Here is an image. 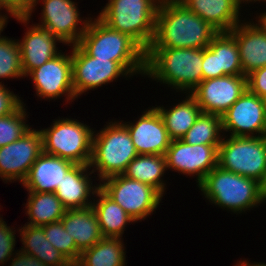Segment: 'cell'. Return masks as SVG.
Segmentation results:
<instances>
[{"label":"cell","mask_w":266,"mask_h":266,"mask_svg":"<svg viewBox=\"0 0 266 266\" xmlns=\"http://www.w3.org/2000/svg\"><path fill=\"white\" fill-rule=\"evenodd\" d=\"M239 1H240L241 3H244V2H245V3H246V2L249 3V2H256V1H258V2H259V1L263 2V1H264V3H265L266 0H239Z\"/></svg>","instance_id":"obj_45"},{"label":"cell","mask_w":266,"mask_h":266,"mask_svg":"<svg viewBox=\"0 0 266 266\" xmlns=\"http://www.w3.org/2000/svg\"><path fill=\"white\" fill-rule=\"evenodd\" d=\"M221 132V116L201 113L181 140L189 145H220L223 137Z\"/></svg>","instance_id":"obj_31"},{"label":"cell","mask_w":266,"mask_h":266,"mask_svg":"<svg viewBox=\"0 0 266 266\" xmlns=\"http://www.w3.org/2000/svg\"><path fill=\"white\" fill-rule=\"evenodd\" d=\"M95 194L98 199L93 200L92 208L98 217L102 236L122 238L126 225L136 221L100 187Z\"/></svg>","instance_id":"obj_24"},{"label":"cell","mask_w":266,"mask_h":266,"mask_svg":"<svg viewBox=\"0 0 266 266\" xmlns=\"http://www.w3.org/2000/svg\"><path fill=\"white\" fill-rule=\"evenodd\" d=\"M229 33L237 42L243 75L266 66V31L258 22H240Z\"/></svg>","instance_id":"obj_18"},{"label":"cell","mask_w":266,"mask_h":266,"mask_svg":"<svg viewBox=\"0 0 266 266\" xmlns=\"http://www.w3.org/2000/svg\"><path fill=\"white\" fill-rule=\"evenodd\" d=\"M89 165L75 164L63 177V180L55 190V194L63 206L69 209H83L91 207L93 201L88 200L94 196L99 185H92ZM89 171V172H88Z\"/></svg>","instance_id":"obj_20"},{"label":"cell","mask_w":266,"mask_h":266,"mask_svg":"<svg viewBox=\"0 0 266 266\" xmlns=\"http://www.w3.org/2000/svg\"><path fill=\"white\" fill-rule=\"evenodd\" d=\"M121 122L127 127L138 154L165 156L172 139L155 107L143 112L135 123Z\"/></svg>","instance_id":"obj_17"},{"label":"cell","mask_w":266,"mask_h":266,"mask_svg":"<svg viewBox=\"0 0 266 266\" xmlns=\"http://www.w3.org/2000/svg\"><path fill=\"white\" fill-rule=\"evenodd\" d=\"M73 89L76 98L113 82L120 76H132L120 63L110 59H98L88 55L78 44L72 45Z\"/></svg>","instance_id":"obj_11"},{"label":"cell","mask_w":266,"mask_h":266,"mask_svg":"<svg viewBox=\"0 0 266 266\" xmlns=\"http://www.w3.org/2000/svg\"><path fill=\"white\" fill-rule=\"evenodd\" d=\"M21 251L31 255L47 266H70L71 263L47 240L43 226L25 225L19 228Z\"/></svg>","instance_id":"obj_25"},{"label":"cell","mask_w":266,"mask_h":266,"mask_svg":"<svg viewBox=\"0 0 266 266\" xmlns=\"http://www.w3.org/2000/svg\"><path fill=\"white\" fill-rule=\"evenodd\" d=\"M56 42L63 44L42 26L33 24L28 27L22 40H18L24 77L61 53L57 51Z\"/></svg>","instance_id":"obj_19"},{"label":"cell","mask_w":266,"mask_h":266,"mask_svg":"<svg viewBox=\"0 0 266 266\" xmlns=\"http://www.w3.org/2000/svg\"><path fill=\"white\" fill-rule=\"evenodd\" d=\"M219 145H189L181 139L172 140L165 158L168 169L185 175H196L199 184L218 165Z\"/></svg>","instance_id":"obj_15"},{"label":"cell","mask_w":266,"mask_h":266,"mask_svg":"<svg viewBox=\"0 0 266 266\" xmlns=\"http://www.w3.org/2000/svg\"><path fill=\"white\" fill-rule=\"evenodd\" d=\"M25 104L15 112L0 117V147L8 145L21 138L31 127L26 124Z\"/></svg>","instance_id":"obj_34"},{"label":"cell","mask_w":266,"mask_h":266,"mask_svg":"<svg viewBox=\"0 0 266 266\" xmlns=\"http://www.w3.org/2000/svg\"><path fill=\"white\" fill-rule=\"evenodd\" d=\"M235 266H266V263H262V262L261 263L260 262L259 263L258 262L257 263L256 262L255 263H251V262L249 263L247 260H245V261L243 260V261H239L238 264Z\"/></svg>","instance_id":"obj_42"},{"label":"cell","mask_w":266,"mask_h":266,"mask_svg":"<svg viewBox=\"0 0 266 266\" xmlns=\"http://www.w3.org/2000/svg\"><path fill=\"white\" fill-rule=\"evenodd\" d=\"M49 128L40 130L43 153L89 165L92 156L93 129L77 119H56Z\"/></svg>","instance_id":"obj_7"},{"label":"cell","mask_w":266,"mask_h":266,"mask_svg":"<svg viewBox=\"0 0 266 266\" xmlns=\"http://www.w3.org/2000/svg\"><path fill=\"white\" fill-rule=\"evenodd\" d=\"M75 165L72 161L42 153L32 165L23 182L27 191L55 192L66 173Z\"/></svg>","instance_id":"obj_22"},{"label":"cell","mask_w":266,"mask_h":266,"mask_svg":"<svg viewBox=\"0 0 266 266\" xmlns=\"http://www.w3.org/2000/svg\"><path fill=\"white\" fill-rule=\"evenodd\" d=\"M28 76H31L34 82L36 95L44 100L57 99L62 95L66 96L67 102L76 98L73 89L71 54H58L42 66L33 69Z\"/></svg>","instance_id":"obj_16"},{"label":"cell","mask_w":266,"mask_h":266,"mask_svg":"<svg viewBox=\"0 0 266 266\" xmlns=\"http://www.w3.org/2000/svg\"><path fill=\"white\" fill-rule=\"evenodd\" d=\"M31 5H33L37 0H27Z\"/></svg>","instance_id":"obj_46"},{"label":"cell","mask_w":266,"mask_h":266,"mask_svg":"<svg viewBox=\"0 0 266 266\" xmlns=\"http://www.w3.org/2000/svg\"><path fill=\"white\" fill-rule=\"evenodd\" d=\"M8 15H1V13H0V35H1V32L3 31V29H5L4 27H5V25H7V17Z\"/></svg>","instance_id":"obj_43"},{"label":"cell","mask_w":266,"mask_h":266,"mask_svg":"<svg viewBox=\"0 0 266 266\" xmlns=\"http://www.w3.org/2000/svg\"><path fill=\"white\" fill-rule=\"evenodd\" d=\"M60 221L69 235L73 237L76 248L81 253L103 238L98 217L92 206L66 210Z\"/></svg>","instance_id":"obj_23"},{"label":"cell","mask_w":266,"mask_h":266,"mask_svg":"<svg viewBox=\"0 0 266 266\" xmlns=\"http://www.w3.org/2000/svg\"><path fill=\"white\" fill-rule=\"evenodd\" d=\"M259 184L262 200L263 202H266V171L264 172L263 178L261 179Z\"/></svg>","instance_id":"obj_41"},{"label":"cell","mask_w":266,"mask_h":266,"mask_svg":"<svg viewBox=\"0 0 266 266\" xmlns=\"http://www.w3.org/2000/svg\"><path fill=\"white\" fill-rule=\"evenodd\" d=\"M218 31L178 0H161L150 48L204 49Z\"/></svg>","instance_id":"obj_1"},{"label":"cell","mask_w":266,"mask_h":266,"mask_svg":"<svg viewBox=\"0 0 266 266\" xmlns=\"http://www.w3.org/2000/svg\"><path fill=\"white\" fill-rule=\"evenodd\" d=\"M28 194L25 214L30 221L27 225L43 226L58 222L67 210L54 192L28 191Z\"/></svg>","instance_id":"obj_27"},{"label":"cell","mask_w":266,"mask_h":266,"mask_svg":"<svg viewBox=\"0 0 266 266\" xmlns=\"http://www.w3.org/2000/svg\"><path fill=\"white\" fill-rule=\"evenodd\" d=\"M202 75L203 80L221 77L217 71L216 56L208 47L203 49Z\"/></svg>","instance_id":"obj_39"},{"label":"cell","mask_w":266,"mask_h":266,"mask_svg":"<svg viewBox=\"0 0 266 266\" xmlns=\"http://www.w3.org/2000/svg\"><path fill=\"white\" fill-rule=\"evenodd\" d=\"M31 4L27 0H0V9L16 17H27L30 13Z\"/></svg>","instance_id":"obj_38"},{"label":"cell","mask_w":266,"mask_h":266,"mask_svg":"<svg viewBox=\"0 0 266 266\" xmlns=\"http://www.w3.org/2000/svg\"><path fill=\"white\" fill-rule=\"evenodd\" d=\"M15 256L11 258L12 262H10V266H47L37 258L24 253L19 250L18 253L15 252Z\"/></svg>","instance_id":"obj_40"},{"label":"cell","mask_w":266,"mask_h":266,"mask_svg":"<svg viewBox=\"0 0 266 266\" xmlns=\"http://www.w3.org/2000/svg\"><path fill=\"white\" fill-rule=\"evenodd\" d=\"M216 56L220 76L243 75L239 48L229 32H218L207 46Z\"/></svg>","instance_id":"obj_30"},{"label":"cell","mask_w":266,"mask_h":266,"mask_svg":"<svg viewBox=\"0 0 266 266\" xmlns=\"http://www.w3.org/2000/svg\"><path fill=\"white\" fill-rule=\"evenodd\" d=\"M122 238L103 237L91 248L84 250L77 266H125L126 251Z\"/></svg>","instance_id":"obj_29"},{"label":"cell","mask_w":266,"mask_h":266,"mask_svg":"<svg viewBox=\"0 0 266 266\" xmlns=\"http://www.w3.org/2000/svg\"><path fill=\"white\" fill-rule=\"evenodd\" d=\"M218 32H230L240 23L239 0H178Z\"/></svg>","instance_id":"obj_21"},{"label":"cell","mask_w":266,"mask_h":266,"mask_svg":"<svg viewBox=\"0 0 266 266\" xmlns=\"http://www.w3.org/2000/svg\"><path fill=\"white\" fill-rule=\"evenodd\" d=\"M262 14V15H261ZM258 17V23L261 25V27L266 31V12L261 13Z\"/></svg>","instance_id":"obj_44"},{"label":"cell","mask_w":266,"mask_h":266,"mask_svg":"<svg viewBox=\"0 0 266 266\" xmlns=\"http://www.w3.org/2000/svg\"><path fill=\"white\" fill-rule=\"evenodd\" d=\"M247 89V76L225 75L202 80L190 92L202 113L222 116Z\"/></svg>","instance_id":"obj_14"},{"label":"cell","mask_w":266,"mask_h":266,"mask_svg":"<svg viewBox=\"0 0 266 266\" xmlns=\"http://www.w3.org/2000/svg\"><path fill=\"white\" fill-rule=\"evenodd\" d=\"M15 231L10 226L8 227L0 216V263L2 265L4 262H8L13 257L12 255H15L13 253L16 244Z\"/></svg>","instance_id":"obj_35"},{"label":"cell","mask_w":266,"mask_h":266,"mask_svg":"<svg viewBox=\"0 0 266 266\" xmlns=\"http://www.w3.org/2000/svg\"><path fill=\"white\" fill-rule=\"evenodd\" d=\"M218 166L260 182L266 171V135L222 137L218 147Z\"/></svg>","instance_id":"obj_8"},{"label":"cell","mask_w":266,"mask_h":266,"mask_svg":"<svg viewBox=\"0 0 266 266\" xmlns=\"http://www.w3.org/2000/svg\"><path fill=\"white\" fill-rule=\"evenodd\" d=\"M37 0L30 9L27 17H16L19 22L29 24L31 14L38 4ZM43 9L41 10V22L37 25L42 26L53 36L58 37L65 45H76L79 43L81 36L86 31L90 21L80 18V12L76 2L72 0H43ZM81 24H78L80 23ZM78 25L82 26L81 28ZM70 44V45H69Z\"/></svg>","instance_id":"obj_10"},{"label":"cell","mask_w":266,"mask_h":266,"mask_svg":"<svg viewBox=\"0 0 266 266\" xmlns=\"http://www.w3.org/2000/svg\"><path fill=\"white\" fill-rule=\"evenodd\" d=\"M247 89L260 98L266 99V66L247 75Z\"/></svg>","instance_id":"obj_36"},{"label":"cell","mask_w":266,"mask_h":266,"mask_svg":"<svg viewBox=\"0 0 266 266\" xmlns=\"http://www.w3.org/2000/svg\"><path fill=\"white\" fill-rule=\"evenodd\" d=\"M166 170L167 164L165 156L138 154L129 163L123 175L139 182L146 183L164 195L166 184L162 177Z\"/></svg>","instance_id":"obj_28"},{"label":"cell","mask_w":266,"mask_h":266,"mask_svg":"<svg viewBox=\"0 0 266 266\" xmlns=\"http://www.w3.org/2000/svg\"><path fill=\"white\" fill-rule=\"evenodd\" d=\"M43 228L47 240L53 247L61 252L71 264H76L81 252L76 248L73 237L65 230L62 222L46 224Z\"/></svg>","instance_id":"obj_33"},{"label":"cell","mask_w":266,"mask_h":266,"mask_svg":"<svg viewBox=\"0 0 266 266\" xmlns=\"http://www.w3.org/2000/svg\"><path fill=\"white\" fill-rule=\"evenodd\" d=\"M0 83V117L15 112L22 104L19 96Z\"/></svg>","instance_id":"obj_37"},{"label":"cell","mask_w":266,"mask_h":266,"mask_svg":"<svg viewBox=\"0 0 266 266\" xmlns=\"http://www.w3.org/2000/svg\"><path fill=\"white\" fill-rule=\"evenodd\" d=\"M203 49L149 48L145 75L176 91L190 93L203 80Z\"/></svg>","instance_id":"obj_2"},{"label":"cell","mask_w":266,"mask_h":266,"mask_svg":"<svg viewBox=\"0 0 266 266\" xmlns=\"http://www.w3.org/2000/svg\"><path fill=\"white\" fill-rule=\"evenodd\" d=\"M23 76L18 41L0 35V79L23 78Z\"/></svg>","instance_id":"obj_32"},{"label":"cell","mask_w":266,"mask_h":266,"mask_svg":"<svg viewBox=\"0 0 266 266\" xmlns=\"http://www.w3.org/2000/svg\"><path fill=\"white\" fill-rule=\"evenodd\" d=\"M186 95L188 96L185 97V100L171 109H165L162 106L155 107L172 140L182 139L202 113L195 98L190 93H186Z\"/></svg>","instance_id":"obj_26"},{"label":"cell","mask_w":266,"mask_h":266,"mask_svg":"<svg viewBox=\"0 0 266 266\" xmlns=\"http://www.w3.org/2000/svg\"><path fill=\"white\" fill-rule=\"evenodd\" d=\"M43 153L42 135L34 128L17 141L0 147V177L3 181L26 180L32 165Z\"/></svg>","instance_id":"obj_13"},{"label":"cell","mask_w":266,"mask_h":266,"mask_svg":"<svg viewBox=\"0 0 266 266\" xmlns=\"http://www.w3.org/2000/svg\"><path fill=\"white\" fill-rule=\"evenodd\" d=\"M197 186L209 202L237 214L263 202L258 181L218 165Z\"/></svg>","instance_id":"obj_4"},{"label":"cell","mask_w":266,"mask_h":266,"mask_svg":"<svg viewBox=\"0 0 266 266\" xmlns=\"http://www.w3.org/2000/svg\"><path fill=\"white\" fill-rule=\"evenodd\" d=\"M101 182L99 187L136 222L151 215L163 198L154 187L123 174L106 178Z\"/></svg>","instance_id":"obj_9"},{"label":"cell","mask_w":266,"mask_h":266,"mask_svg":"<svg viewBox=\"0 0 266 266\" xmlns=\"http://www.w3.org/2000/svg\"><path fill=\"white\" fill-rule=\"evenodd\" d=\"M92 19L78 45L94 58L120 63L132 76L145 75L146 51L129 35L110 28L98 16Z\"/></svg>","instance_id":"obj_3"},{"label":"cell","mask_w":266,"mask_h":266,"mask_svg":"<svg viewBox=\"0 0 266 266\" xmlns=\"http://www.w3.org/2000/svg\"><path fill=\"white\" fill-rule=\"evenodd\" d=\"M221 123L222 131H226V133L230 131V136H265V99L260 98L246 89L239 99L221 116Z\"/></svg>","instance_id":"obj_12"},{"label":"cell","mask_w":266,"mask_h":266,"mask_svg":"<svg viewBox=\"0 0 266 266\" xmlns=\"http://www.w3.org/2000/svg\"><path fill=\"white\" fill-rule=\"evenodd\" d=\"M161 0H109L98 17L110 28L129 35L145 51L155 37Z\"/></svg>","instance_id":"obj_5"},{"label":"cell","mask_w":266,"mask_h":266,"mask_svg":"<svg viewBox=\"0 0 266 266\" xmlns=\"http://www.w3.org/2000/svg\"><path fill=\"white\" fill-rule=\"evenodd\" d=\"M137 155L128 129L122 122H109L96 134L94 130L89 167H93V173L98 172L100 181L122 175Z\"/></svg>","instance_id":"obj_6"}]
</instances>
